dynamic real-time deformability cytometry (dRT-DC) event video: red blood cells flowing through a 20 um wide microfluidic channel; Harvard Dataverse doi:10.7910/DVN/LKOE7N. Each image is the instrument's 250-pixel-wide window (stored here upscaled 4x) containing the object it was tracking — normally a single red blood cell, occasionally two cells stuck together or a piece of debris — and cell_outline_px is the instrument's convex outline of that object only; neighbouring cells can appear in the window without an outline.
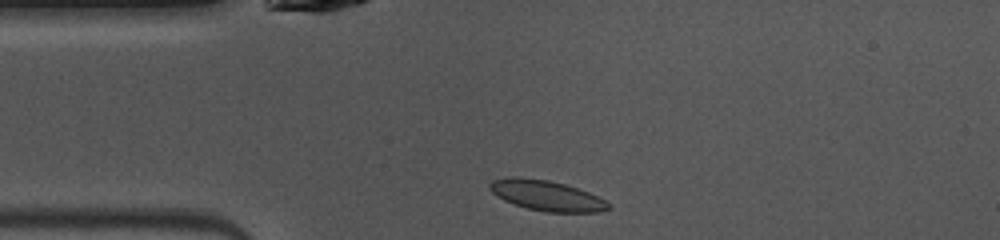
{"species": "common noctule bat (a hibernating species)", "species_latin": "Nyctalus noctula", "temperature_condition": "warm", "stored_images_in_passage": 39, "camera_frame_rate_fps": 3000, "um_per_image_px": 0.085, "animal": {"sex": "female", "body_mass_g": 10.0, "forearm_length_mm": 53.1}, "frame": {"image": 1, "passage_image": 1, "time_ms": 0.0, "image_size_px": [1000, 240], "cell_outline_px": [[612, 208], [600, 212], [544, 212], [528, 208], [504, 200], [492, 192], [488, 188], [488, 184], [492, 180], [512, 176], [516, 176], [548, 180], [564, 184], [588, 192], [612, 204]], "centroid_in_image_um": [46.46, 16.62], "position_along_channel_um": 38.5, "area_um2": 20.92}}
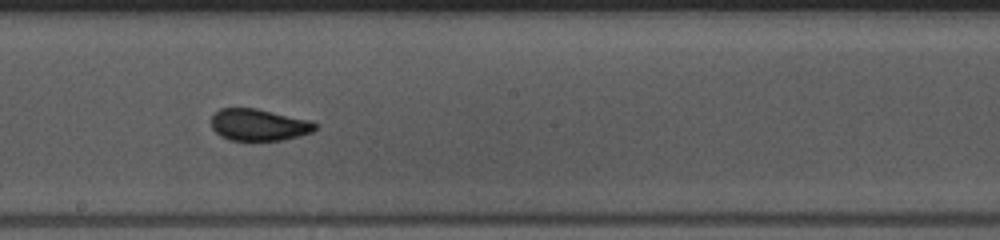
{"frame": {"image": 2, "passage_image": 16, "time_ms": 5.0, "image_size_px": [1000, 240], "cell_outline_px": [[320, 128], [312, 132], [300, 136], [284, 140], [228, 140], [220, 136], [212, 128], [212, 116], [220, 108], [256, 108], [308, 120], [320, 124]], "centroid_in_image_um": [22.04, 10.62], "position_along_channel_um": 226.2, "area_um2": 19.36}}
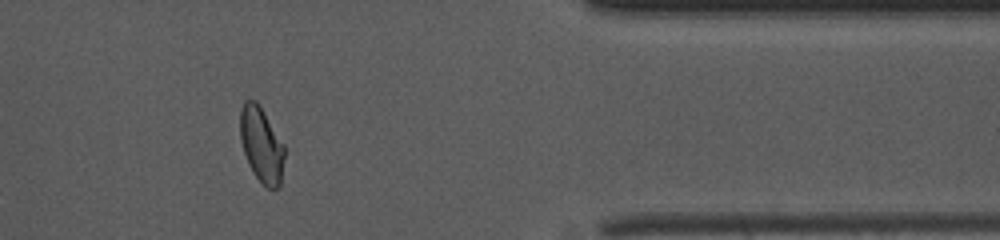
{"frame": {"image": 3, "passage_image": 30, "time_ms": 9.667, "image_size_px": [1000, 240], "cell_outline_px": [[284, 156], [280, 188], [268, 188], [256, 176], [248, 164], [240, 140], [240, 108], [244, 100], [256, 100], [284, 144]], "centroid_in_image_um": [22.21, 12.29], "position_along_channel_um": 389.2, "area_um2": 19.31}, "authors_computed_cell_mechanics": {"area_um2": 19.8254, "velocity_mm_per_s": 4.0477, "shape_relaxation_time_tau1_ms": 4.3723, "shape_relaxation_time_tau2_ms": 1.0932, "deformation_change_tau1": 0.1238, "deformation_change_tau2": 0.0407}}